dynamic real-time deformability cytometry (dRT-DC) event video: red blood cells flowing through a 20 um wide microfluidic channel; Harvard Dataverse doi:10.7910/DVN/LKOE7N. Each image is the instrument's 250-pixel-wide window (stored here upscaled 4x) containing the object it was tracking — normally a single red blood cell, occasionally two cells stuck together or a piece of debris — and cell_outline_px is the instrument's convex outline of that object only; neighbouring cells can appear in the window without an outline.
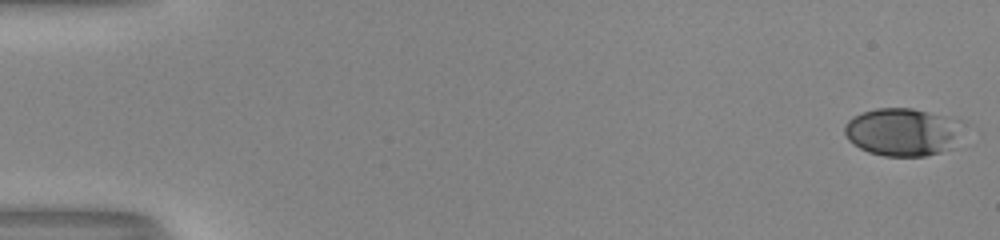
{"species": "human", "species_latin": "Homo sapiens", "temperature_condition": "room temperature", "stored_images_in_passage": 53, "camera_frame_rate_fps": 3000, "um_per_image_px": 0.085, "donor": {"sex": "male"}, "frame": {"image": 1, "passage_image": 1, "time_ms": 0.0, "image_size_px": [1000, 240], "cell_outline_px": [[960, 120], [952, 148], [940, 152], [924, 156], [884, 156], [868, 152], [852, 144], [848, 140], [844, 132], [844, 124], [852, 116], [876, 108], [912, 108]], "centroid_in_image_um": [76.62, 11.22], "position_along_channel_um": 8.4, "area_um2": 32.6}}
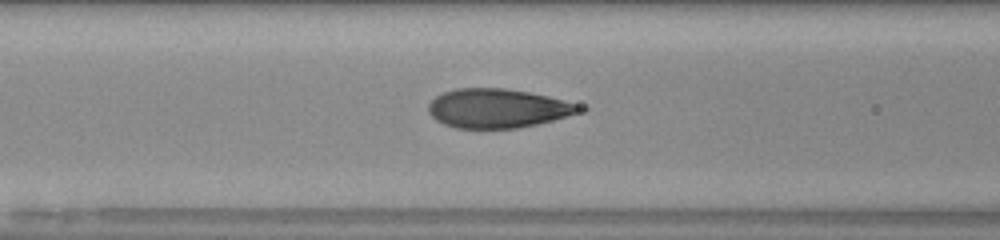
{"frame": {"image": 2, "passage_image": 23, "time_ms": 7.333, "image_size_px": [1000, 240], "cell_outline_px": [[588, 108], [580, 112], [568, 116], [536, 124], [516, 128], [456, 128], [444, 124], [436, 120], [428, 112], [428, 104], [436, 96], [444, 92], [456, 88], [504, 88], [528, 92], [548, 96], [576, 104]], "centroid_in_image_um": [42.29, 9.21], "position_along_channel_um": 124.3, "area_um2": 34.22}}
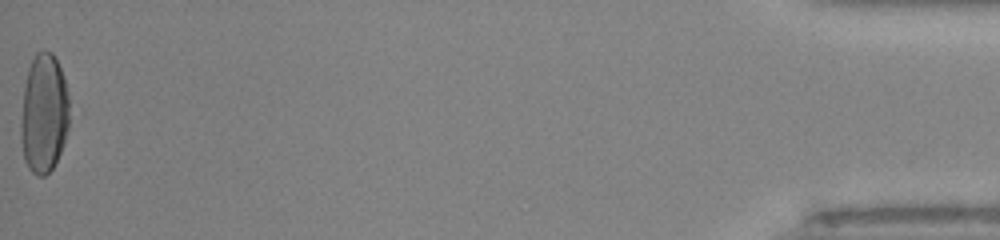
{"frame": {"image": 3, "passage_image": 53, "time_ms": 17.333, "image_size_px": [1000, 240], "cell_outline_px": [[68, 128], [64, 144], [52, 168], [44, 176], [36, 176], [28, 168], [24, 160], [20, 140], [20, 120], [24, 84], [28, 68], [36, 52], [44, 48], [52, 52], [60, 68], [64, 80], [68, 96]], "centroid_in_image_um": [3.7, 9.65], "position_along_channel_um": 431.5, "area_um2": 34.04}, "authors_computed_cell_mechanics": {"area_um2": 34.2176, "velocity_mm_per_s": 4.0637, "shape_relaxation_time_tau1_ms": 5.3571, "shape_relaxation_time_tau2_ms": null, "deformation_change_tau1": 0.2105, "deformation_change_tau2": null}}